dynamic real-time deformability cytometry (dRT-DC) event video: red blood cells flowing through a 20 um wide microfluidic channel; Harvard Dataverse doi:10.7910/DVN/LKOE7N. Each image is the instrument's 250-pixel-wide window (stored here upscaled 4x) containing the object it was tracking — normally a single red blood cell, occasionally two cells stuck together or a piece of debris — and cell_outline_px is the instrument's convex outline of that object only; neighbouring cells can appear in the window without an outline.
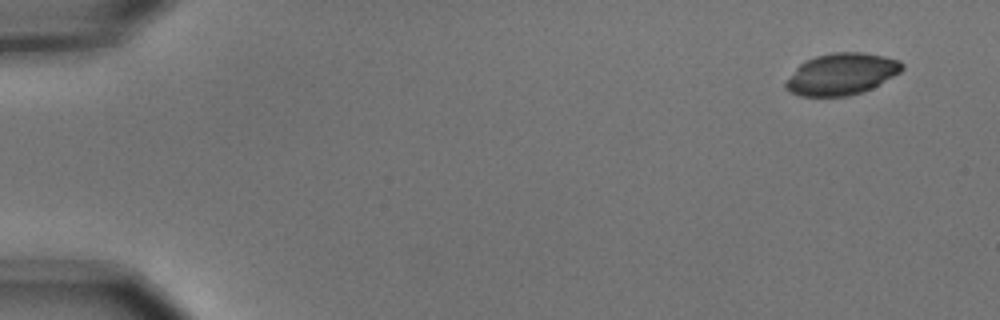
{"species": "common noctule bat (a hibernating species)", "species_latin": "Nyctalus noctula", "temperature_condition": "cold", "stored_images_in_passage": 4, "camera_frame_rate_fps": 3000, "um_per_image_px": 0.085, "animal": {"sex": "male", "body_mass_g": 15.6}, "frame": {"image": 1, "passage_image": 1, "time_ms": 0.0, "image_size_px": [1000, 320], "cell_outline_px": [[904, 68], [900, 72], [880, 84], [864, 92], [848, 96], [800, 96], [788, 92], [784, 88], [784, 84], [796, 68], [800, 64], [816, 56], [832, 52], [864, 52], [884, 56], [900, 60], [904, 64]], "centroid_in_image_um": [71.54, 6.3], "position_along_channel_um": 13.5, "area_um2": 28.38}}
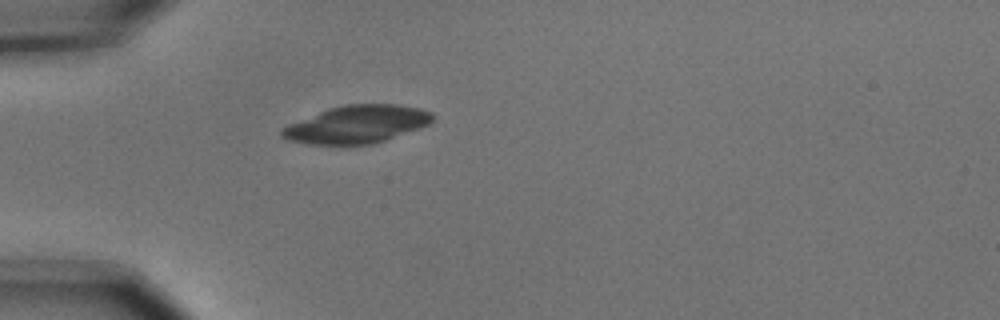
{"frame": {"image": 2, "passage_image": 4, "time_ms": 1.0, "image_size_px": [1000, 320], "cell_outline_px": [[436, 116], [428, 124], [420, 128], [372, 144], [332, 148], [308, 144], [288, 140], [280, 136], [280, 128], [288, 124], [328, 108], [344, 104], [396, 104], [420, 108], [432, 112]], "centroid_in_image_um": [30.28, 10.61], "position_along_channel_um": 54.7, "area_um2": 34.04}}